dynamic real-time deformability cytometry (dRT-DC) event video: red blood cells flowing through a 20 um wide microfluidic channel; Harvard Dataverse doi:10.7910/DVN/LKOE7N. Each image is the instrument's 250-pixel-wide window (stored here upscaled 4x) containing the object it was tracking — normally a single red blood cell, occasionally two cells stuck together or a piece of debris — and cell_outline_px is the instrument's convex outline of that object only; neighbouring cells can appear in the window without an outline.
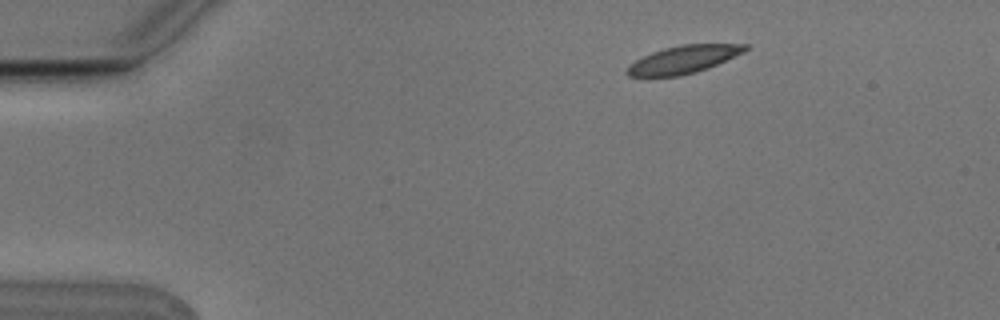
{"species": "Egyptian fruit bat (a non-hibernating species)", "species_latin": "Rousettus aegyptiacus", "temperature_condition": "cold", "stored_images_in_passage": 4, "camera_frame_rate_fps": 3000, "um_per_image_px": 0.085, "animal": {"sex": "male"}, "frame": {"image": 1, "passage_image": 2, "time_ms": 0.333, "image_size_px": [1000, 320], "cell_outline_px": [[748, 48], [744, 52], [708, 68], [696, 72], [680, 76], [628, 76], [624, 72], [628, 64], [652, 52], [664, 48], [680, 44], [748, 44]], "centroid_in_image_um": [58.07, 5.06], "position_along_channel_um": 26.9, "area_um2": 19.07}}